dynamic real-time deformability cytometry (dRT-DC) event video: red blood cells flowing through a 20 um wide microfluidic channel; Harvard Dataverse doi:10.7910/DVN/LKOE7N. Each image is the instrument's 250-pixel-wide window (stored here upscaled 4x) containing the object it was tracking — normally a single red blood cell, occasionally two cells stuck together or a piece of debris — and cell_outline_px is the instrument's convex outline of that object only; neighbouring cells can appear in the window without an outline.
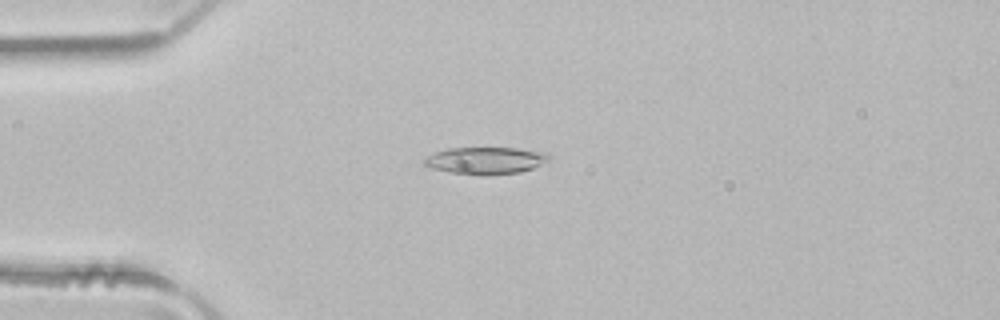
{"species": "common noctule bat (a hibernating species)", "species_latin": "Nyctalus noctula", "temperature_condition": "room temperature", "stored_images_in_passage": 6, "camera_frame_rate_fps": 3000, "um_per_image_px": 0.085, "animal": {"sex": "male", "body_mass_g": 21.5, "forearm_length_mm": 52.0}, "frame": {"image": 1, "passage_image": 4, "time_ms": 1.0, "image_size_px": [1000, 320], "cell_outline_px": [[548, 160], [532, 168], [520, 172], [484, 176], [480, 176], [448, 172], [432, 168], [424, 164], [424, 160], [428, 156], [436, 152], [448, 148], [516, 148], [548, 152]], "centroid_in_image_um": [41.27, 13.65], "position_along_channel_um": 43.7, "area_um2": 19.65}}
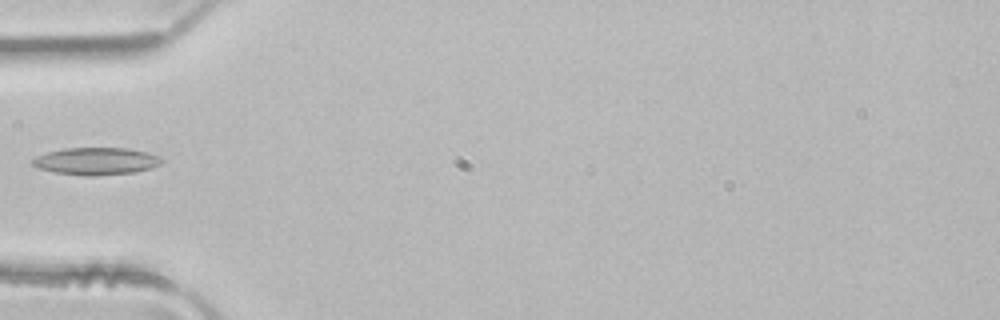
{"frame": {"image": 2, "passage_image": 5, "time_ms": 1.333, "image_size_px": [1000, 320], "cell_outline_px": [[164, 160], [160, 164], [152, 168], [136, 172], [96, 176], [84, 176], [56, 172], [36, 168], [32, 164], [32, 160], [36, 156], [48, 152], [64, 148], [128, 148], [148, 152], [160, 156]], "centroid_in_image_um": [8.2, 13.7], "position_along_channel_um": 76.8, "area_um2": 20.75}}
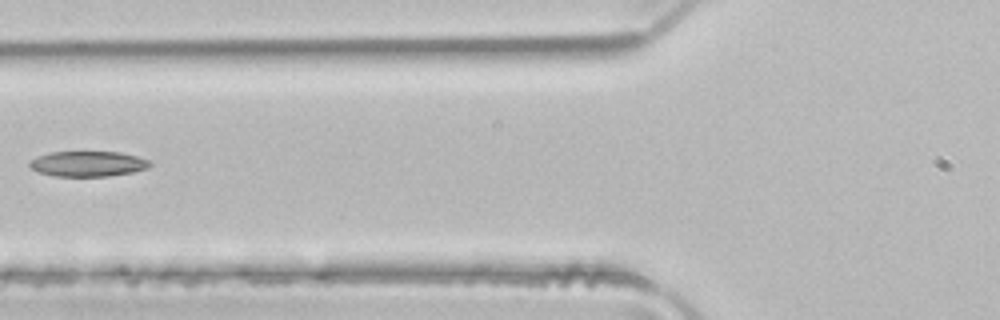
{"frame": {"image": 3, "passage_image": 6, "time_ms": 1.667, "image_size_px": [1000, 320], "cell_outline_px": [[152, 164], [148, 168], [132, 172], [108, 176], [56, 176], [40, 172], [32, 168], [28, 164], [36, 156], [52, 152], [120, 152], [136, 156], [148, 160]], "centroid_in_image_um": [7.49, 13.92], "position_along_channel_um": 118.3, "area_um2": 17.57}}